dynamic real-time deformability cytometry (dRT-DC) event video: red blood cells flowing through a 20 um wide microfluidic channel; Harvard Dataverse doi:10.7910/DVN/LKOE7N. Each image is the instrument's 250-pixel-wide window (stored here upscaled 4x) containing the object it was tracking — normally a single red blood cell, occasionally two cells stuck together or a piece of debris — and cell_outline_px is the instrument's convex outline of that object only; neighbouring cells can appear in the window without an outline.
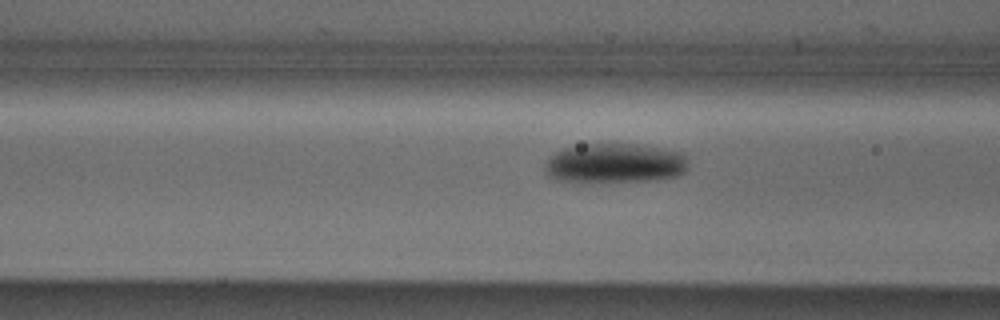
{"species": "Egyptian fruit bat (a non-hibernating species)", "species_latin": "Rousettus aegyptiacus", "temperature_condition": "cold", "stored_images_in_passage": 20, "camera_frame_rate_fps": 3000, "um_per_image_px": 0.085, "animal": {"sex": "male"}, "frame": {"image": 1, "passage_image": 18, "time_ms": 5.667, "image_size_px": [1000, 320], "cell_outline_px": [[688, 164], [684, 172], [676, 176], [648, 180], [556, 180], [548, 176], [544, 168], [544, 164], [548, 156], [552, 152], [564, 148], [584, 144], [636, 144], [684, 152], [688, 160]], "centroid_in_image_um": [52.24, 13.84], "position_along_channel_um": 114.4, "area_um2": 32.71}}